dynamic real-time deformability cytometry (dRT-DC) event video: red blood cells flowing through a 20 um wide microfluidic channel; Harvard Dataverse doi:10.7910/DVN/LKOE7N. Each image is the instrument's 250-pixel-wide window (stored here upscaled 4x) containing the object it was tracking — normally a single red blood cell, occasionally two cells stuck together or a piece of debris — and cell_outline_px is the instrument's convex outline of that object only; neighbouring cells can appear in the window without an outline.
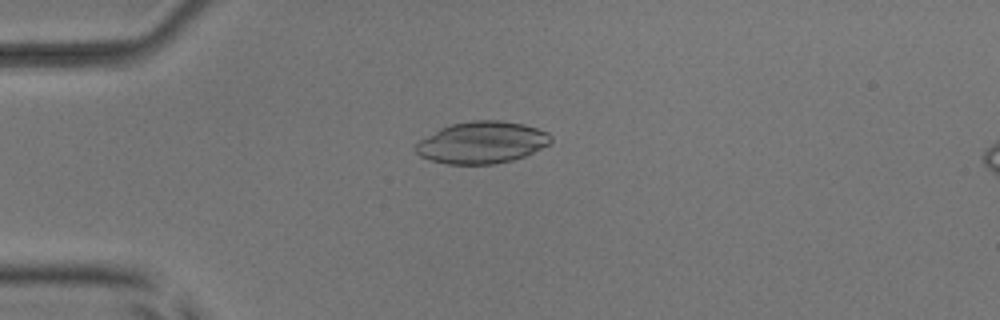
{"species": "common noctule bat (a hibernating species)", "species_latin": "Nyctalus noctula", "temperature_condition": "room temperature", "stored_images_in_passage": 6, "camera_frame_rate_fps": 3000, "um_per_image_px": 0.085, "animal": {"sex": "male", "body_mass_g": 17.9, "forearm_length_mm": 54.2}, "frame": {"image": 1, "passage_image": 4, "time_ms": 3.333, "image_size_px": [1000, 320], "cell_outline_px": [[552, 140], [548, 144], [524, 156], [512, 160], [496, 164], [448, 164], [428, 160], [420, 156], [416, 152], [416, 144], [420, 140], [440, 128], [452, 124], [472, 120], [500, 120], [524, 124], [548, 132], [552, 136]], "centroid_in_image_um": [40.95, 12.11], "position_along_channel_um": 44.0, "area_um2": 32.89}}
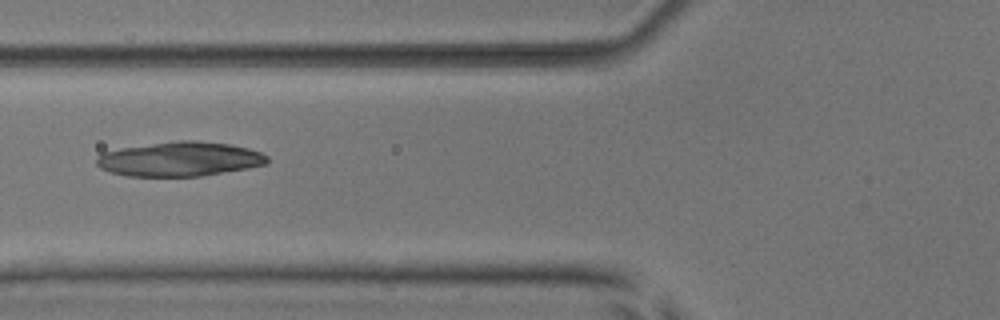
{"frame": {"image": 2, "passage_image": 6, "time_ms": 5.667, "image_size_px": [1000, 320], "cell_outline_px": [[268, 164], [248, 168], [200, 176], [128, 176], [112, 172], [100, 168], [96, 164], [96, 160], [104, 152], [120, 148], [176, 140], [196, 140], [232, 144], [248, 148], [260, 152], [268, 156]], "centroid_in_image_um": [15.31, 13.51], "position_along_channel_um": 110.5, "area_um2": 34.28}}